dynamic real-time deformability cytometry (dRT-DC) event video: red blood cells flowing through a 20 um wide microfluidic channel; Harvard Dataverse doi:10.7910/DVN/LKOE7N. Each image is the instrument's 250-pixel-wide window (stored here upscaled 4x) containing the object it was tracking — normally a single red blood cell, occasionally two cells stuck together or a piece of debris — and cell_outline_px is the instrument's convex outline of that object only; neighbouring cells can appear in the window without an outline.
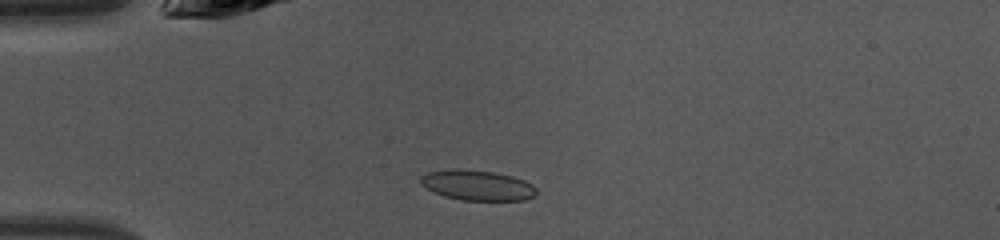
{"species": "common noctule bat (a hibernating species)", "species_latin": "Nyctalus noctula", "temperature_condition": "warm", "stored_images_in_passage": 45, "camera_frame_rate_fps": 3000, "um_per_image_px": 0.085, "animal": {"sex": "female", "body_mass_g": 10.0, "forearm_length_mm": 53.1}, "frame": {"image": 1, "passage_image": 11, "time_ms": 3.333, "image_size_px": [1000, 240], "cell_outline_px": [[536, 192], [532, 196], [524, 200], [460, 200], [444, 196], [420, 184], [420, 176], [428, 172], [456, 168], [460, 168], [492, 172], [512, 176], [524, 180], [532, 184], [536, 188]], "centroid_in_image_um": [40.55, 15.74], "position_along_channel_um": 44.4, "area_um2": 20.29}}
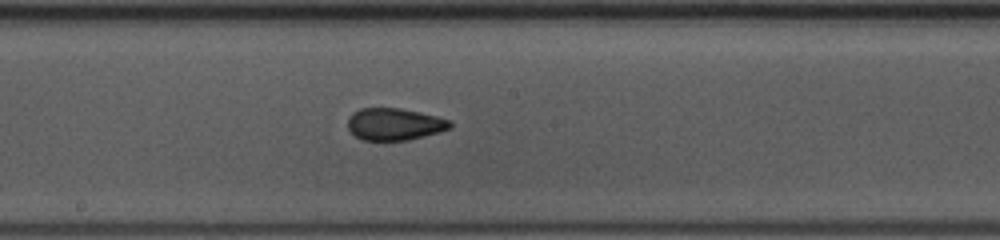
{"frame": {"image": 2, "passage_image": 24, "time_ms": 7.667, "image_size_px": [1000, 240], "cell_outline_px": [[452, 128], [440, 132], [408, 140], [360, 140], [348, 128], [348, 116], [352, 112], [360, 108], [400, 108], [420, 112], [452, 120]], "centroid_in_image_um": [33.54, 10.55], "position_along_channel_um": 214.7, "area_um2": 19.31}}
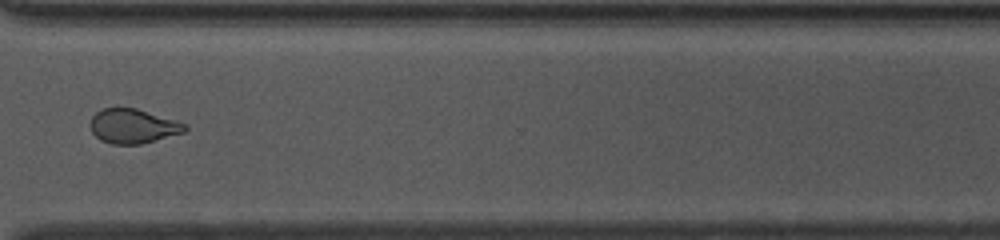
{"frame": {"image": 3, "passage_image": 34, "time_ms": 11.0, "image_size_px": [1000, 240], "cell_outline_px": [[188, 128], [184, 132], [140, 144], [112, 144], [100, 140], [92, 132], [88, 124], [92, 116], [96, 112], [104, 108], [136, 108], [176, 120], [188, 124]], "centroid_in_image_um": [11.29, 10.72], "position_along_channel_um": 359.3, "area_um2": 19.02}, "authors_computed_cell_mechanics": {"area_um2": 19.7098, "velocity_mm_per_s": 4.3473, "shape_relaxation_time_tau1_ms": 5.1218, "shape_relaxation_time_tau2_ms": 0.8544, "deformation_change_tau1": 0.1371, "deformation_change_tau2": 0.0528}}